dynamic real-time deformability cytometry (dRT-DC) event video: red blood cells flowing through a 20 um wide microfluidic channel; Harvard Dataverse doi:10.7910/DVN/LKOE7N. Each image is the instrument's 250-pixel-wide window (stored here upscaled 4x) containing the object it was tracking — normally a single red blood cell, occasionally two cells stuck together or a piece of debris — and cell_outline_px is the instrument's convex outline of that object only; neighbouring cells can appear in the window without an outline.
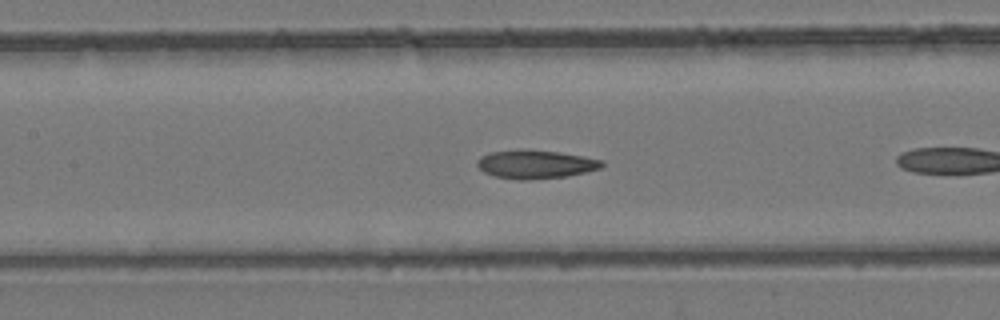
{"species": "common noctule bat (a hibernating species)", "species_latin": "Nyctalus noctula", "temperature_condition": "room temperature", "stored_images_in_passage": 11, "camera_frame_rate_fps": 3000, "um_per_image_px": 0.085, "animal": {"sex": "female", "body_mass_g": 24.6, "forearm_length_mm": 56.2}, "frame": {"image": 1, "passage_image": 7, "time_ms": 2.0, "image_size_px": [1000, 320], "cell_outline_px": [[604, 164], [600, 168], [568, 176], [528, 180], [520, 180], [496, 176], [484, 172], [476, 164], [476, 160], [480, 156], [488, 152], [520, 148], [560, 152], [584, 156], [604, 160]], "centroid_in_image_um": [45.5, 13.94], "position_along_channel_um": 161.9, "area_um2": 21.04}}